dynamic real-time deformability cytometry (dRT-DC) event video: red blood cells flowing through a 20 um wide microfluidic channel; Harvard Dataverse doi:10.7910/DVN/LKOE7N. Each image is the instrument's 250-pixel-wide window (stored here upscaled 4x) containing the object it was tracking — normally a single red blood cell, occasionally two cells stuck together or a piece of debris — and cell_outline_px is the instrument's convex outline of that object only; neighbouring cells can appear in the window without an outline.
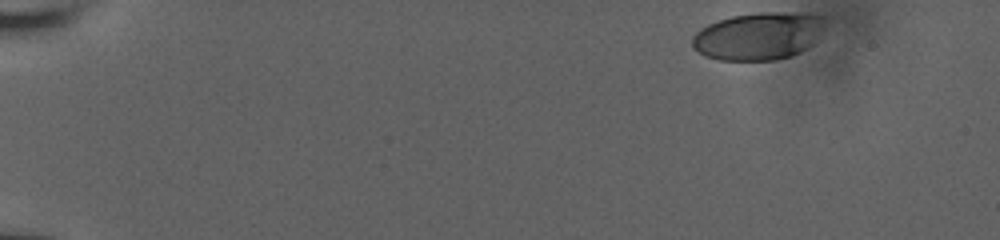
{"species": "human", "species_latin": "Homo sapiens", "temperature_condition": "room temperature", "stored_images_in_passage": 44, "camera_frame_rate_fps": 3000, "um_per_image_px": 0.085, "donor": {"sex": "male"}, "frame": {"image": 1, "passage_image": 1, "time_ms": 0.0, "image_size_px": [1000, 240], "cell_outline_px": [[824, 16], [820, 28], [812, 44], [788, 56], [776, 60], [720, 60], [708, 56], [692, 48], [692, 36], [700, 28], [708, 24], [732, 16], [760, 12], [808, 12]], "centroid_in_image_um": [64.42, 3.04], "position_along_channel_um": 20.6, "area_um2": 36.3}}
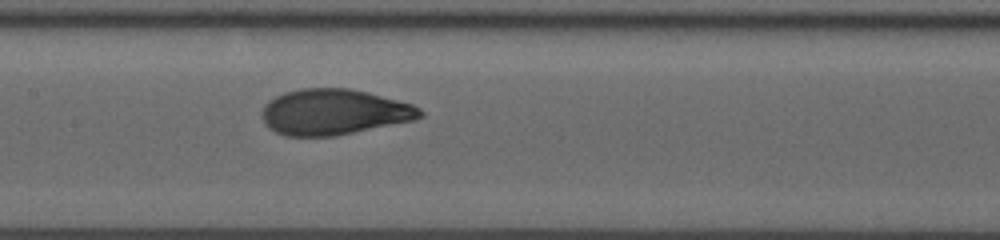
{"frame": {"image": 2, "passage_image": 25, "time_ms": 8.0, "image_size_px": [1000, 240], "cell_outline_px": [[424, 116], [416, 120], [336, 136], [284, 136], [268, 128], [264, 120], [264, 104], [268, 100], [284, 92], [300, 88], [348, 88], [368, 92], [412, 104], [420, 108], [424, 112]], "centroid_in_image_um": [28.42, 9.52], "position_along_channel_um": 179.0, "area_um2": 42.31}}
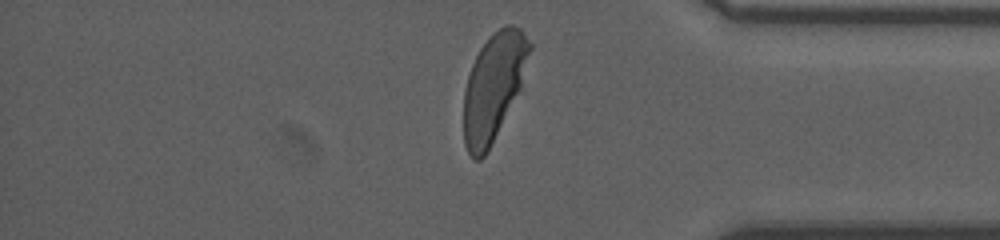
{"frame": {"image": 3, "passage_image": 43, "time_ms": 14.0, "image_size_px": [1000, 240], "cell_outline_px": [[532, 48], [520, 88], [484, 156], [480, 160], [472, 160], [464, 144], [464, 92], [468, 76], [472, 64], [480, 48], [500, 28], [508, 24], [512, 24], [520, 28], [532, 44]], "centroid_in_image_um": [41.95, 7.36], "position_along_channel_um": 393.3, "area_um2": 40.23}, "authors_computed_cell_mechanics": {"area_um2": 41.5582, "velocity_mm_per_s": 3.8034, "shape_relaxation_time_tau1_ms": 3.185, "shape_relaxation_time_tau2_ms": null, "deformation_change_tau1": 0.1715, "deformation_change_tau2": null}}